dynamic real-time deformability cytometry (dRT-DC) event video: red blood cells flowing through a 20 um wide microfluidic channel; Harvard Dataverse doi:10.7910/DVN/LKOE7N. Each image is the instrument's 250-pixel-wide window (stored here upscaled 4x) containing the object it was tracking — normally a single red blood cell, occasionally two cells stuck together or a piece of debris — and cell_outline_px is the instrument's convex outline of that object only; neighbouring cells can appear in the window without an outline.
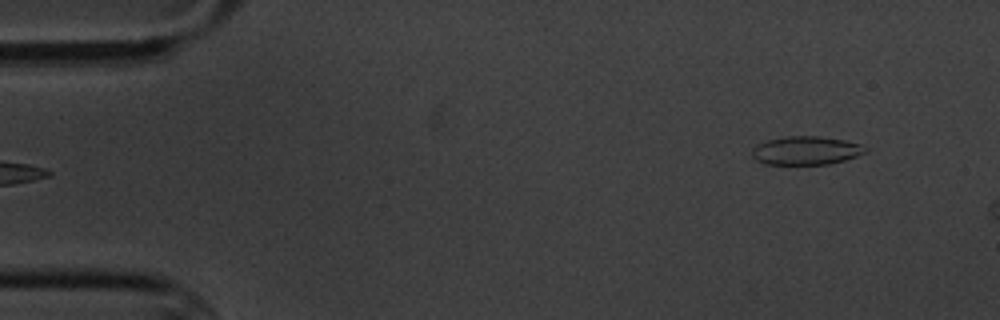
{"species": "common noctule bat (a hibernating species)", "species_latin": "Nyctalus noctula", "temperature_condition": "cold", "stored_images_in_passage": 2, "camera_frame_rate_fps": 3000, "um_per_image_px": 0.085, "animal": {"sex": "male", "body_mass_g": 20.1, "forearm_length_mm": 53.5}, "frame": {"image": 1, "passage_image": 2, "time_ms": 1.333, "image_size_px": [1000, 320], "cell_outline_px": [[868, 152], [844, 160], [828, 164], [764, 164], [756, 160], [752, 156], [752, 148], [756, 144], [768, 140], [784, 136], [820, 136], [844, 140], [860, 144], [868, 148]], "centroid_in_image_um": [68.5, 12.79], "position_along_channel_um": 16.5, "area_um2": 18.9}}